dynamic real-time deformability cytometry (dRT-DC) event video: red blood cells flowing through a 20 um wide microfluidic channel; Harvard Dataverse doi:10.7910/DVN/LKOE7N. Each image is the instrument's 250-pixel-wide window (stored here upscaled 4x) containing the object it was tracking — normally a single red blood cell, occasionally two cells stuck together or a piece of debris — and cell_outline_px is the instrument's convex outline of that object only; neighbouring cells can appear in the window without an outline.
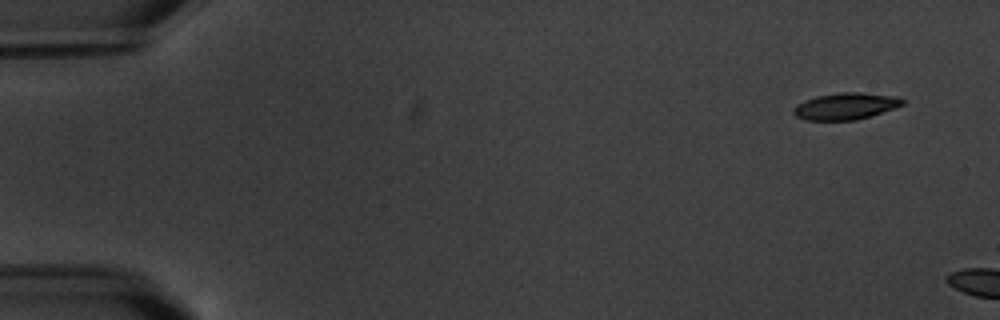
{"species": "common noctule bat (a hibernating species)", "species_latin": "Nyctalus noctula", "temperature_condition": "warm", "stored_images_in_passage": 3, "camera_frame_rate_fps": 3000, "um_per_image_px": 0.085, "animal": {"sex": "male", "body_mass_g": 20.1, "forearm_length_mm": 53.5}, "frame": {"image": 1, "passage_image": 1, "time_ms": 0.0, "image_size_px": [1000, 320], "cell_outline_px": [[904, 104], [896, 108], [856, 120], [804, 120], [796, 116], [792, 112], [792, 108], [796, 104], [804, 100], [816, 96], [840, 92], [860, 92], [900, 96], [904, 100]], "centroid_in_image_um": [71.88, 9.01], "position_along_channel_um": 13.1, "area_um2": 17.22}}